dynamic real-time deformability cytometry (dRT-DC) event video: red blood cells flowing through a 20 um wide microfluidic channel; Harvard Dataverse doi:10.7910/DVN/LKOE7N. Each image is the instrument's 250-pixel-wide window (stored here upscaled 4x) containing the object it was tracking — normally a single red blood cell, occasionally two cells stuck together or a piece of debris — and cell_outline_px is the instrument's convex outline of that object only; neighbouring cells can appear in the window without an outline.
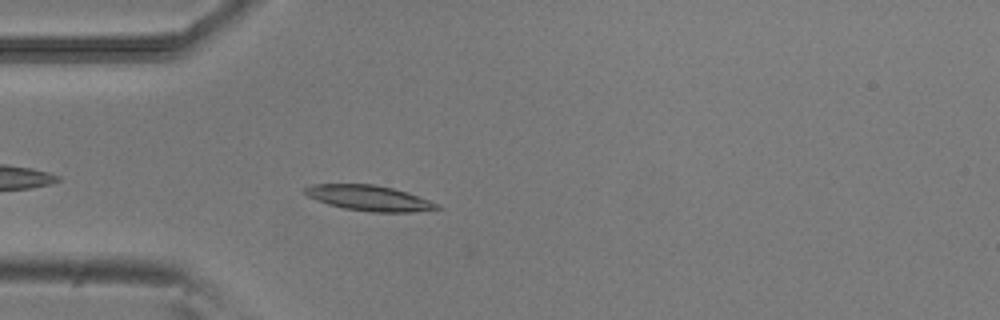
{"species": "common noctule bat (a hibernating species)", "species_latin": "Nyctalus noctula", "temperature_condition": "room temperature", "stored_images_in_passage": 40, "camera_frame_rate_fps": 3000, "um_per_image_px": 0.085, "animal": {"sex": "male", "body_mass_g": 20.5, "forearm_length_mm": 52.5}, "frame": {"image": 1, "passage_image": 2, "time_ms": 0.333, "image_size_px": [1000, 320], "cell_outline_px": [[444, 208], [412, 212], [372, 212], [344, 208], [328, 204], [316, 200], [300, 192], [304, 188], [312, 184], [376, 184], [408, 192], [440, 204]], "centroid_in_image_um": [31.38, 16.83], "position_along_channel_um": 53.6, "area_um2": 19.77}}
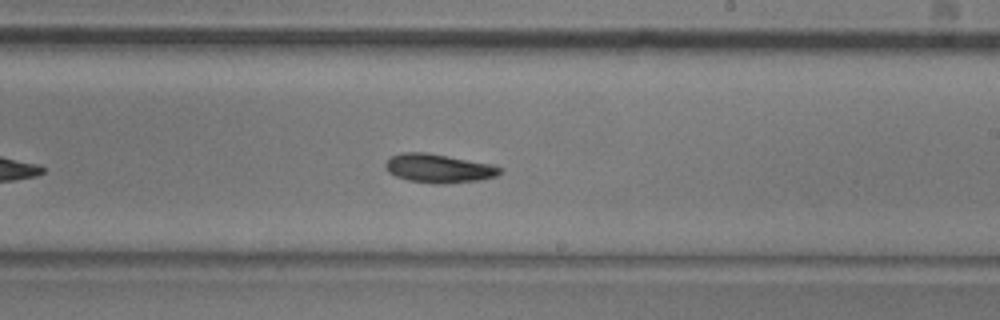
{"frame": {"image": 2, "passage_image": 18, "time_ms": 5.667, "image_size_px": [1000, 320], "cell_outline_px": [[504, 168], [496, 176], [480, 180], [444, 184], [432, 184], [408, 180], [396, 176], [388, 172], [384, 164], [392, 156], [400, 152], [424, 152], [496, 164]], "centroid_in_image_um": [37.33, 14.31], "position_along_channel_um": 251.7, "area_um2": 19.42}}
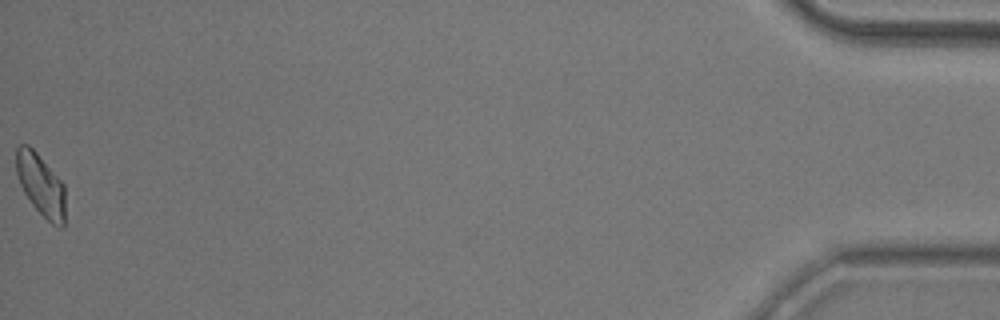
{"frame": {"image": 3, "passage_image": 40, "time_ms": 13.0, "image_size_px": [1000, 320], "cell_outline_px": [[64, 228], [60, 228], [52, 224], [32, 204], [24, 192], [20, 184], [16, 172], [16, 148], [20, 144], [28, 144], [36, 152], [64, 184]], "centroid_in_image_um": [3.46, 15.71], "position_along_channel_um": 431.7, "area_um2": 17.51}, "authors_computed_cell_mechanics": {"area_um2": 18.2648, "velocity_mm_per_s": 3.8272, "shape_relaxation_time_tau1_ms": 4.9801, "shape_relaxation_time_tau2_ms": null, "deformation_change_tau1": 0.1536, "deformation_change_tau2": null}}